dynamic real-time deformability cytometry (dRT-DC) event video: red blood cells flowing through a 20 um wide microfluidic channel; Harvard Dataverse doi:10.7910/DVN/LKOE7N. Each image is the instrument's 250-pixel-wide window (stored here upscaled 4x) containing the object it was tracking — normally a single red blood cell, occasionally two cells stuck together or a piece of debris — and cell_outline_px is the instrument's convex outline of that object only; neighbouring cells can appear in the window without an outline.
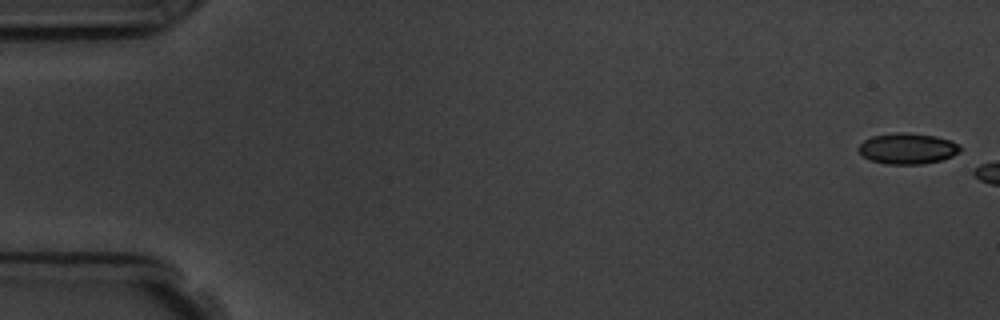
{"species": "common noctule bat (a hibernating species)", "species_latin": "Nyctalus noctula", "temperature_condition": "room temperature", "stored_images_in_passage": 3, "camera_frame_rate_fps": 3000, "um_per_image_px": 0.085, "animal": {"sex": "male", "body_mass_g": 19.5, "forearm_length_mm": 54.6}, "frame": {"image": 1, "passage_image": 1, "time_ms": 0.0, "image_size_px": [1000, 320], "cell_outline_px": [[964, 148], [960, 152], [952, 156], [940, 160], [924, 164], [888, 164], [868, 160], [856, 148], [864, 140], [872, 136], [896, 132], [908, 132], [936, 136], [952, 140]], "centroid_in_image_um": [77.16, 12.62], "position_along_channel_um": 7.8, "area_um2": 18.55}}